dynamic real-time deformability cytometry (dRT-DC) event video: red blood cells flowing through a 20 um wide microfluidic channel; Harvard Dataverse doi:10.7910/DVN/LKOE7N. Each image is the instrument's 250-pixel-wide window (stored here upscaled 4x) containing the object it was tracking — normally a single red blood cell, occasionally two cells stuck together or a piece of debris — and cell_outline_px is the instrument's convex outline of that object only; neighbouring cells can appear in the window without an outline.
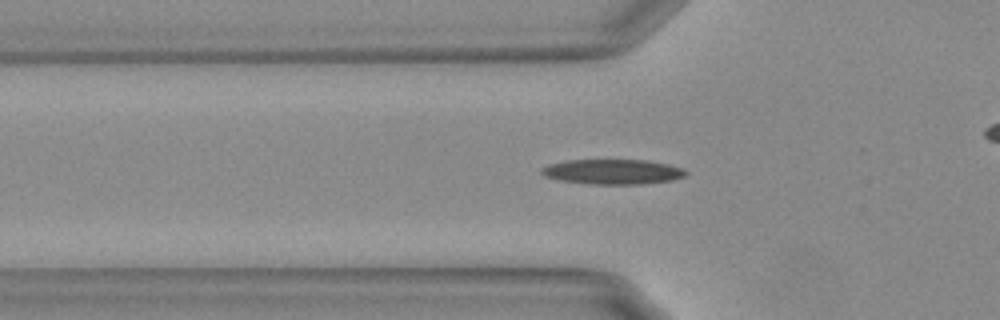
{"species": "Egyptian fruit bat (a non-hibernating species)", "species_latin": "Rousettus aegyptiacus", "temperature_condition": "warm", "stored_images_in_passage": 48, "camera_frame_rate_fps": 3000, "um_per_image_px": 0.085, "animal": {"sex": "female"}, "frame": {"image": 1, "passage_image": 18, "time_ms": 5.667, "image_size_px": [1000, 320], "cell_outline_px": [[688, 176], [672, 180], [640, 184], [592, 184], [560, 180], [544, 176], [540, 172], [540, 168], [548, 164], [568, 160], [648, 160], [668, 164], [684, 168], [688, 172]], "centroid_in_image_um": [52.11, 14.59], "position_along_channel_um": 73.7, "area_um2": 21.15}}
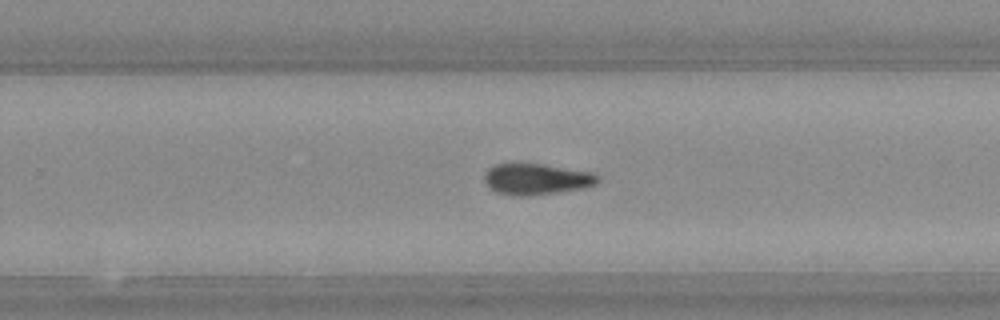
{"frame": {"image": 2, "passage_image": 35, "time_ms": 11.333, "image_size_px": [1000, 320], "cell_outline_px": [[600, 180], [596, 184], [580, 188], [556, 192], [528, 196], [516, 196], [496, 192], [488, 188], [484, 180], [484, 176], [488, 168], [496, 164], [544, 164], [592, 172], [600, 176]], "centroid_in_image_um": [45.58, 15.22], "position_along_channel_um": 284.2, "area_um2": 20.52}}
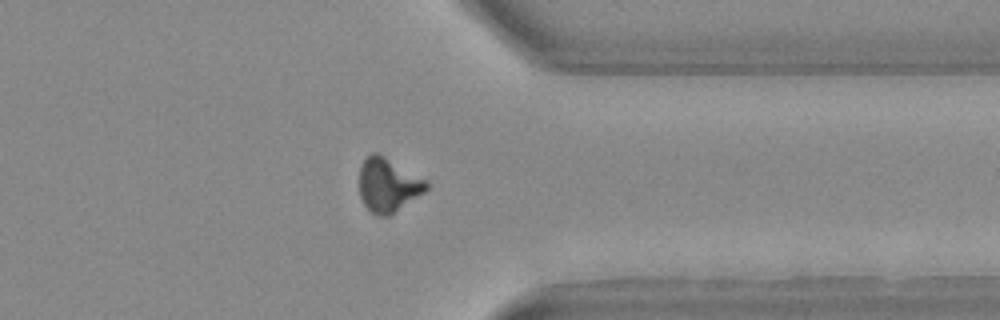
{"frame": {"image": 3, "passage_image": 43, "time_ms": 14.0, "image_size_px": [1000, 320], "cell_outline_px": [[428, 188], [424, 192], [388, 216], [376, 216], [364, 204], [360, 196], [360, 168], [364, 160], [372, 152], [376, 152], [384, 156], [424, 180], [428, 184]], "centroid_in_image_um": [32.95, 15.74], "position_along_channel_um": 378.5, "area_um2": 20.4}, "authors_computed_cell_mechanics": {"area_um2": 19.9699, "velocity_mm_per_s": 3.7193, "shape_relaxation_time_tau1_ms": 10.2709, "shape_relaxation_time_tau2_ms": 3.816, "deformation_change_tau1": 0.264, "deformation_change_tau2": 0.1166}}